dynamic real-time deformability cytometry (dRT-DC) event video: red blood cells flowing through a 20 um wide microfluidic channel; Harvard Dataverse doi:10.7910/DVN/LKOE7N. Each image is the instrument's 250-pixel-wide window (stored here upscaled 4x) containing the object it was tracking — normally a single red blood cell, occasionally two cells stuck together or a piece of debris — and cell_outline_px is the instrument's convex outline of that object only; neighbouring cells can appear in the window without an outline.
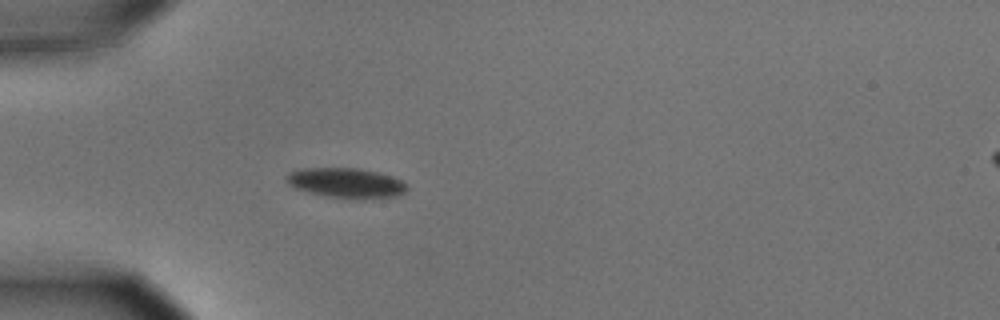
{"species": "common noctule bat (a hibernating species)", "species_latin": "Nyctalus noctula", "temperature_condition": "cold", "stored_images_in_passage": 3, "camera_frame_rate_fps": 3000, "um_per_image_px": 0.085, "animal": {"sex": "male", "body_mass_g": 15.6}, "frame": {"image": 1, "passage_image": 3, "time_ms": 0.667, "image_size_px": [1000, 320], "cell_outline_px": [[408, 188], [404, 192], [396, 196], [372, 200], [328, 196], [296, 188], [288, 184], [284, 180], [284, 176], [288, 172], [300, 168], [356, 168], [376, 172], [400, 180], [408, 184]], "centroid_in_image_um": [29.41, 15.55], "position_along_channel_um": 55.6, "area_um2": 21.04}}